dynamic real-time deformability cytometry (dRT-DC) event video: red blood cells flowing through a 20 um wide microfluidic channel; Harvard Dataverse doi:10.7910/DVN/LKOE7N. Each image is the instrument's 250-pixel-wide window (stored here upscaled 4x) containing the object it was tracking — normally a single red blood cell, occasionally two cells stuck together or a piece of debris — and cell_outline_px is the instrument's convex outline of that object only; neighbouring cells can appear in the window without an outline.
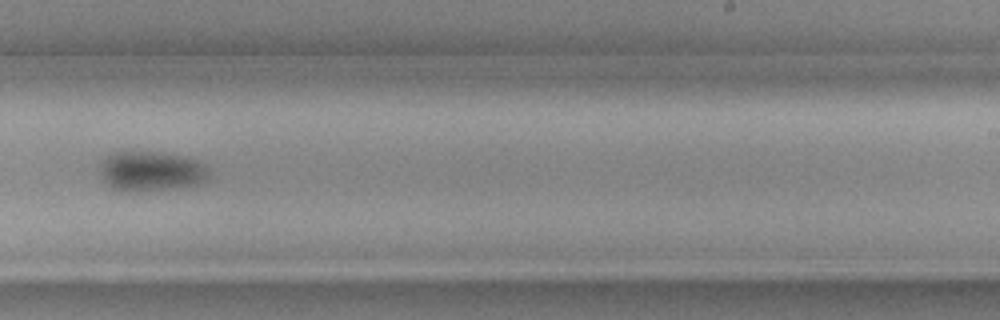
{"species": "common noctule bat (a hibernating species)", "species_latin": "Nyctalus noctula", "temperature_condition": "cold", "stored_images_in_passage": 9, "camera_frame_rate_fps": 3000, "um_per_image_px": 0.085, "animal": {"sex": "female", "body_mass_g": 19.3, "forearm_length_mm": 54.1}, "frame": {"image": 1, "passage_image": 9, "time_ms": 2.667, "image_size_px": [1000, 320], "cell_outline_px": [[212, 176], [208, 180], [200, 184], [140, 192], [128, 192], [112, 188], [104, 180], [104, 160], [112, 152], [160, 152], [184, 156], [196, 160], [204, 164], [208, 168]], "centroid_in_image_um": [12.96, 14.56], "position_along_channel_um": 276.0, "area_um2": 25.14}}